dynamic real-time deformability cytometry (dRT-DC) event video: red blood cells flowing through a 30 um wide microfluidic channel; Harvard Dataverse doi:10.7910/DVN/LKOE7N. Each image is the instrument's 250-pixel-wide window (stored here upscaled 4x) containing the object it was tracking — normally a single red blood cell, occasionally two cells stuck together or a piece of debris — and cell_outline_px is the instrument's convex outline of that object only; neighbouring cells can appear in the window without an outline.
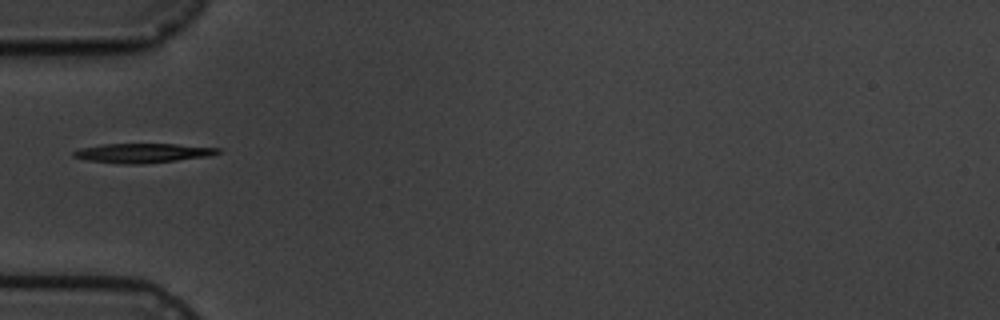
{"species": "common noctule bat (a hibernating species)", "species_latin": "Nyctalus noctula", "temperature_condition": "cold", "stored_images_in_passage": 2, "camera_frame_rate_fps": 3000, "um_per_image_px": 0.085, "animal": {"sex": "male", "body_mass_g": 19.5, "forearm_length_mm": 54.6}, "frame": {"image": 1, "passage_image": 1, "time_ms": 0.0, "image_size_px": [1000, 320], "cell_outline_px": [[220, 152], [208, 156], [176, 160], [140, 164], [124, 164], [88, 160], [72, 156], [72, 152], [80, 148], [104, 144], [176, 144], [220, 148]], "centroid_in_image_um": [12.1, 13.0], "position_along_channel_um": 72.9, "area_um2": 16.07}}
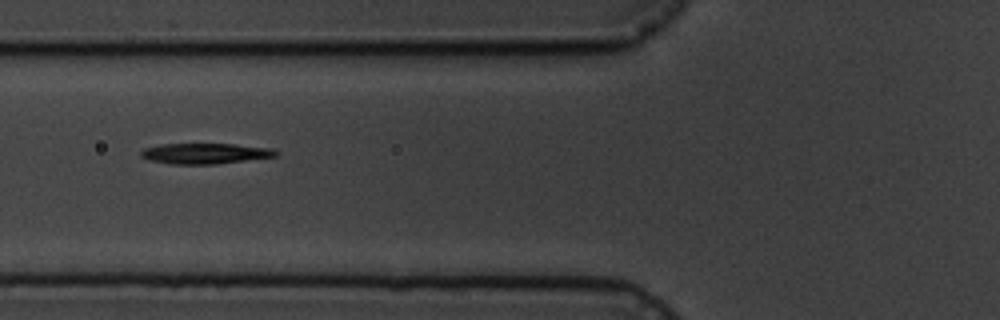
{"frame": {"image": 2, "passage_image": 2, "time_ms": 1.0, "image_size_px": [1000, 320], "cell_outline_px": [[276, 156], [212, 164], [168, 164], [148, 160], [140, 156], [140, 152], [144, 148], [160, 144], [232, 144], [272, 148], [276, 152]], "centroid_in_image_um": [17.34, 13.04], "position_along_channel_um": 108.5, "area_um2": 16.01}}